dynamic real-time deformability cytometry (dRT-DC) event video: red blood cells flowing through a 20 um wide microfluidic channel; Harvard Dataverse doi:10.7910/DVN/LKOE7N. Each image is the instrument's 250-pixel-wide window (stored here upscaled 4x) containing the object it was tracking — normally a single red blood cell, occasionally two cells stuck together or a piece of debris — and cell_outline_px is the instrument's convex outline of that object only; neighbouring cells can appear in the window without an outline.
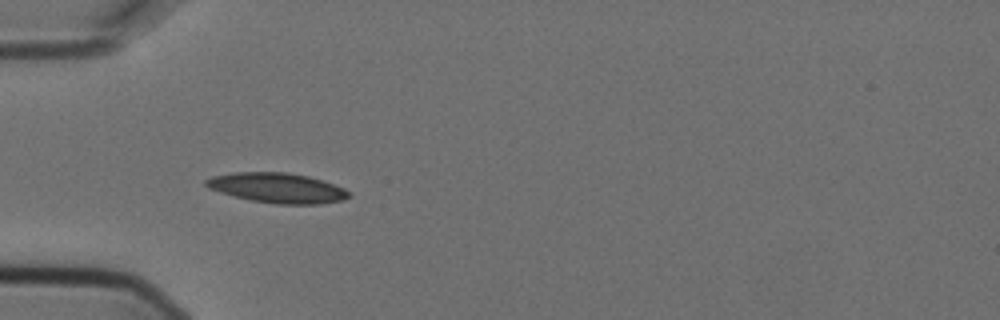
{"species": "Egyptian fruit bat (a non-hibernating species)", "species_latin": "Rousettus aegyptiacus", "temperature_condition": "cold", "stored_images_in_passage": 10, "camera_frame_rate_fps": 3000, "um_per_image_px": 0.085, "animal": {"sex": "female"}, "frame": {"image": 1, "passage_image": 4, "time_ms": 1.0, "image_size_px": [1000, 320], "cell_outline_px": [[352, 196], [344, 200], [320, 204], [276, 204], [252, 200], [232, 196], [208, 188], [204, 184], [204, 180], [212, 176], [232, 172], [288, 172], [308, 176], [344, 188]], "centroid_in_image_um": [23.54, 15.97], "position_along_channel_um": 61.5, "area_um2": 25.03}}
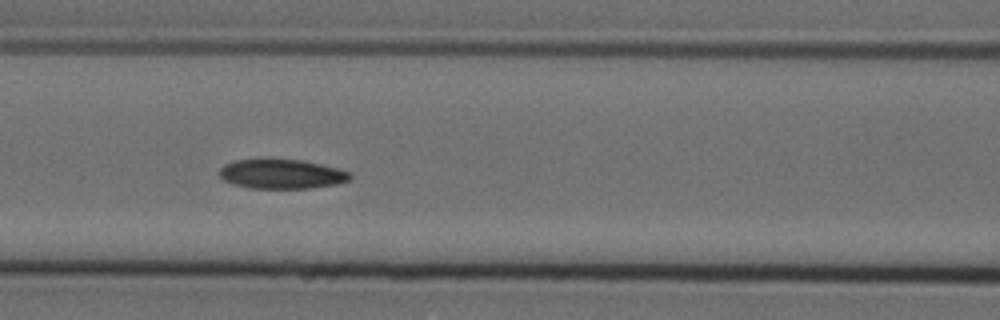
{"frame": {"image": 2, "passage_image": 6, "time_ms": 1.667, "image_size_px": [1000, 320], "cell_outline_px": [[352, 176], [348, 180], [336, 184], [308, 188], [252, 188], [232, 184], [224, 180], [220, 176], [220, 168], [224, 164], [236, 160], [264, 156], [304, 160], [352, 172]], "centroid_in_image_um": [23.9, 14.74], "position_along_channel_um": 142.7, "area_um2": 23.12}}
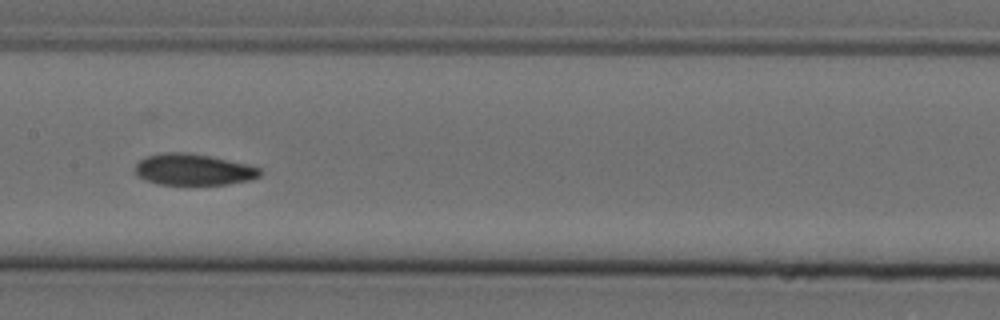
{"frame": {"image": 3, "passage_image": 7, "time_ms": 2.0, "image_size_px": [1000, 320], "cell_outline_px": [[264, 172], [260, 176], [248, 180], [228, 184], [156, 184], [144, 180], [136, 176], [136, 164], [140, 160], [148, 156], [164, 152], [188, 152], [212, 156], [248, 164], [260, 168]], "centroid_in_image_um": [16.45, 14.41], "position_along_channel_um": 190.9, "area_um2": 22.95}}